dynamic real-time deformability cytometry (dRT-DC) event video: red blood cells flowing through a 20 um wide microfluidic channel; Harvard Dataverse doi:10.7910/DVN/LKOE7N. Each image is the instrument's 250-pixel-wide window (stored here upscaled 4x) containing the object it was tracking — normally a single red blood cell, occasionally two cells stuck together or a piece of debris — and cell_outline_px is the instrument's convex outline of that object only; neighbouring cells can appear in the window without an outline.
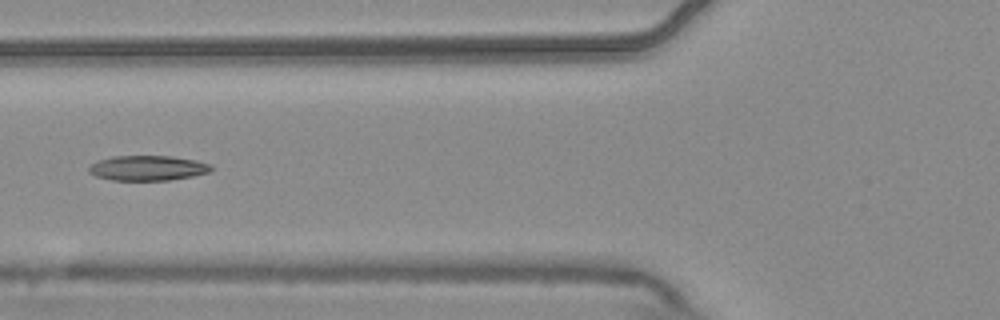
{"species": "common noctule bat (a hibernating species)", "species_latin": "Nyctalus noctula", "temperature_condition": "warm", "stored_images_in_passage": 8, "camera_frame_rate_fps": 3000, "um_per_image_px": 0.085, "animal": {"sex": "male", "body_mass_g": 20.4}, "frame": {"image": 1, "passage_image": 5, "time_ms": 1.333, "image_size_px": [1000, 320], "cell_outline_px": [[212, 168], [208, 172], [192, 176], [168, 180], [112, 180], [96, 176], [88, 172], [88, 168], [96, 160], [112, 156], [172, 156], [196, 160], [212, 164]], "centroid_in_image_um": [12.53, 14.27], "position_along_channel_um": 113.3, "area_um2": 17.86}}
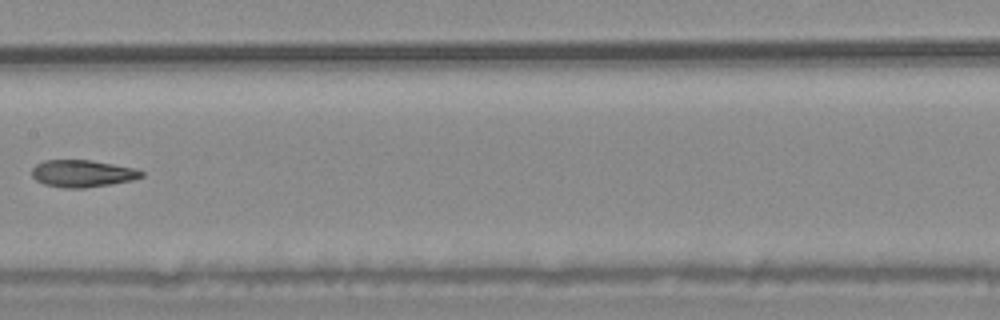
{"frame": {"image": 2, "passage_image": 7, "time_ms": 2.0, "image_size_px": [1000, 320], "cell_outline_px": [[144, 176], [132, 180], [112, 184], [84, 188], [64, 188], [44, 184], [36, 180], [32, 176], [32, 168], [36, 164], [44, 160], [92, 160], [136, 168], [144, 172]], "centroid_in_image_um": [7.02, 14.74], "position_along_channel_um": 200.4, "area_um2": 17.46}}
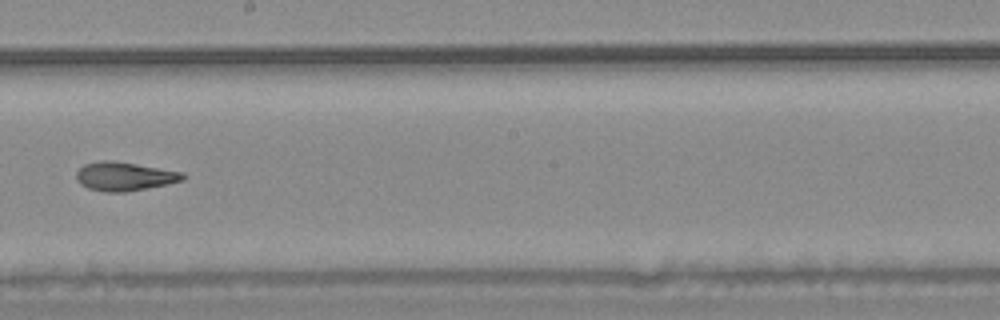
{"frame": {"image": 3, "passage_image": 8, "time_ms": 2.333, "image_size_px": [1000, 320], "cell_outline_px": [[184, 180], [168, 184], [124, 192], [104, 192], [88, 188], [80, 184], [76, 180], [76, 172], [84, 164], [100, 160], [108, 160], [136, 164], [184, 172]], "centroid_in_image_um": [10.55, 14.99], "position_along_channel_um": 237.6, "area_um2": 17.8}}